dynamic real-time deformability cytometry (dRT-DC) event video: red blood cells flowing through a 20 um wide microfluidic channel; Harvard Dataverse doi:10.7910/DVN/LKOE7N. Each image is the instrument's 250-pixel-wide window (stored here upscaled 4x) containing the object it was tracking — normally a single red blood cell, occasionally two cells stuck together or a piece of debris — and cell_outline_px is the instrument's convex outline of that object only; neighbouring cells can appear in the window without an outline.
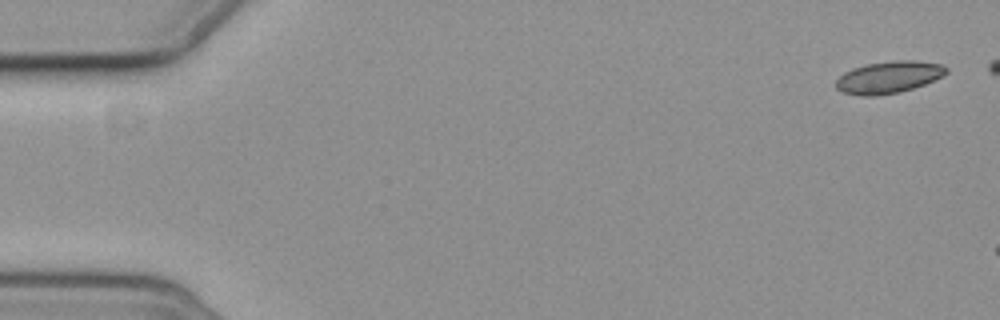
{"species": "common noctule bat (a hibernating species)", "species_latin": "Nyctalus noctula", "temperature_condition": "cold", "stored_images_in_passage": 3, "camera_frame_rate_fps": 3000, "um_per_image_px": 0.085, "animal": {"sex": "female", "body_mass_g": 19.3, "forearm_length_mm": 54.1}, "frame": {"image": 1, "passage_image": 1, "time_ms": 0.0, "image_size_px": [1000, 320], "cell_outline_px": [[948, 72], [944, 76], [924, 84], [912, 88], [896, 92], [876, 96], [860, 96], [844, 92], [836, 88], [836, 80], [844, 72], [852, 68], [868, 64], [896, 60], [916, 60], [944, 64], [948, 68]], "centroid_in_image_um": [75.57, 6.55], "position_along_channel_um": 9.4, "area_um2": 20.58}}